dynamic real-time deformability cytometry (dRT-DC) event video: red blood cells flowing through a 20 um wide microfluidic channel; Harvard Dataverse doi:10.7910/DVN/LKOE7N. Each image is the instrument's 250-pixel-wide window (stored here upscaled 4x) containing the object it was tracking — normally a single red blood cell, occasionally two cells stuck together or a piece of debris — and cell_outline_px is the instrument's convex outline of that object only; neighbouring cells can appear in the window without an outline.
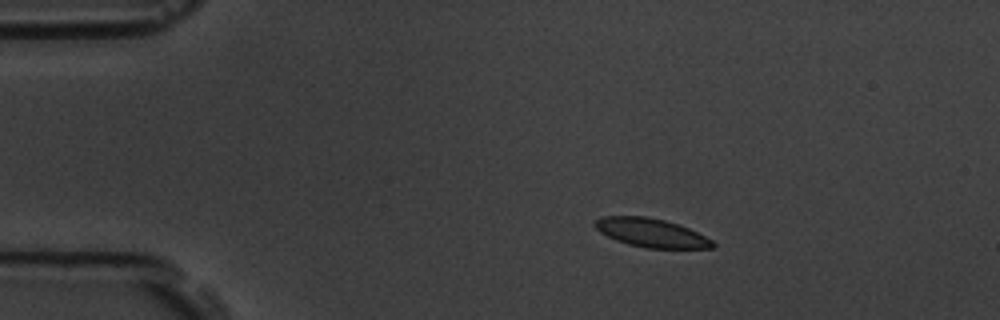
{"species": "common noctule bat (a hibernating species)", "species_latin": "Nyctalus noctula", "temperature_condition": "room temperature", "stored_images_in_passage": 3, "camera_frame_rate_fps": 3000, "um_per_image_px": 0.085, "animal": {"sex": "male", "body_mass_g": 19.5, "forearm_length_mm": 54.6}, "frame": {"image": 1, "passage_image": 1, "time_ms": 0.0, "image_size_px": [1000, 320], "cell_outline_px": [[716, 244], [712, 248], [644, 248], [628, 244], [616, 240], [600, 232], [592, 224], [600, 216], [648, 216], [664, 220], [688, 228], [712, 240]], "centroid_in_image_um": [55.32, 19.78], "position_along_channel_um": 29.7, "area_um2": 19.59}}